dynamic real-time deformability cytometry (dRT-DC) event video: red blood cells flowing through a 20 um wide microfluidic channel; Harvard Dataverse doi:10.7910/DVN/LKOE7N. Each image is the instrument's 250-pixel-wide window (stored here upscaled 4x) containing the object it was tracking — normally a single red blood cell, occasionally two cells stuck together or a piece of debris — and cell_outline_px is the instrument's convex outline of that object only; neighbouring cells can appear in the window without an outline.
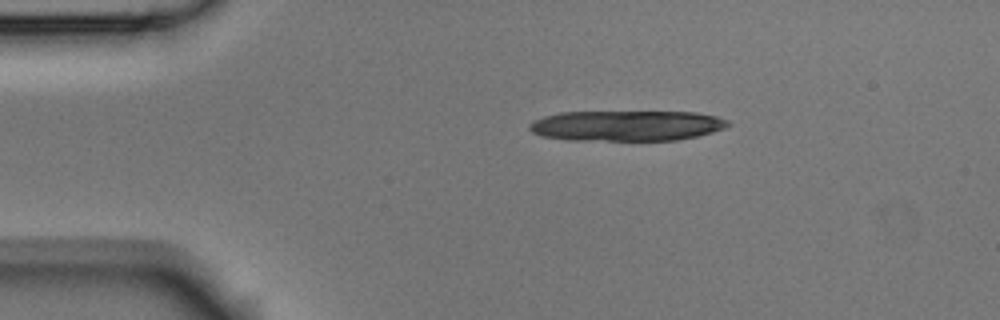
{"species": "Egyptian fruit bat (a non-hibernating species)", "species_latin": "Rousettus aegyptiacus", "temperature_condition": "room temperature", "stored_images_in_passage": 5, "camera_frame_rate_fps": 3000, "um_per_image_px": 0.085, "animal": {"sex": "male"}, "frame": {"image": 1, "passage_image": 5, "time_ms": 1.333, "image_size_px": [1000, 320], "cell_outline_px": [[732, 124], [724, 128], [712, 132], [696, 136], [676, 140], [568, 140], [544, 136], [532, 132], [528, 128], [528, 124], [544, 116], [560, 112], [696, 112], [716, 116], [728, 120]], "centroid_in_image_um": [53.27, 10.68], "position_along_channel_um": 31.7, "area_um2": 35.2}}